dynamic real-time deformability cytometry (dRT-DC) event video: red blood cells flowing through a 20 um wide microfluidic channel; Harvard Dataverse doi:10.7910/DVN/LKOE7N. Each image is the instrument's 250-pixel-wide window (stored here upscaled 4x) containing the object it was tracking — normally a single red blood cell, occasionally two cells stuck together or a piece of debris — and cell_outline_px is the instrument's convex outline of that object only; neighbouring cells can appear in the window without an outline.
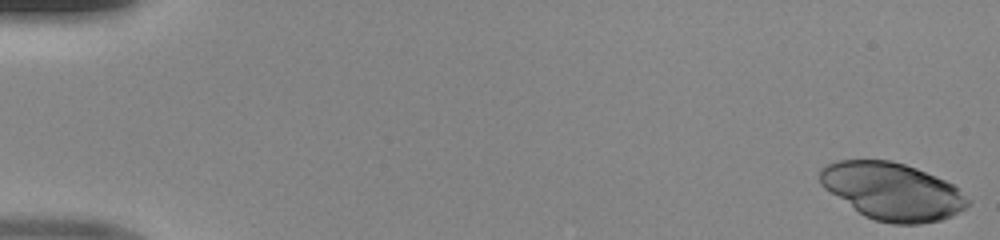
{"species": "human", "species_latin": "Homo sapiens", "temperature_condition": "room temperature", "stored_images_in_passage": 49, "camera_frame_rate_fps": 3000, "um_per_image_px": 0.085, "donor": {"sex": "male"}, "frame": {"image": 1, "passage_image": 1, "time_ms": 0.0, "image_size_px": [1000, 240], "cell_outline_px": [[972, 200], [964, 208], [952, 216], [940, 220], [920, 224], [892, 224], [876, 220], [864, 216], [824, 188], [820, 184], [820, 168], [836, 160], [892, 160], [916, 168], [944, 180], [952, 184]], "centroid_in_image_um": [75.84, 16.26], "position_along_channel_um": 9.2, "area_um2": 49.19}}
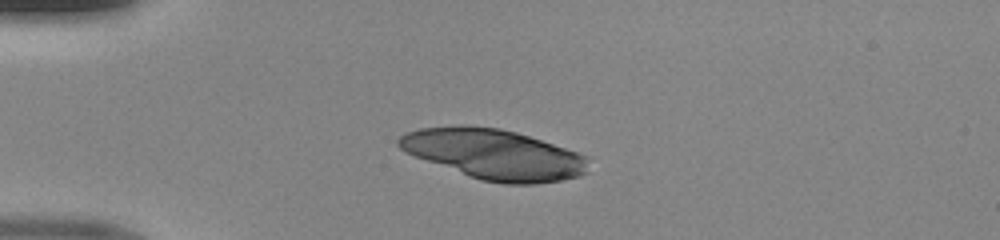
{"frame": {"image": 2, "passage_image": 13, "time_ms": 4.0, "image_size_px": [1000, 240], "cell_outline_px": [[588, 172], [580, 176], [560, 180], [536, 184], [504, 184], [480, 180], [404, 152], [396, 144], [396, 140], [400, 136], [408, 132], [420, 128], [460, 124], [464, 124], [500, 128], [516, 132], [588, 156]], "centroid_in_image_um": [41.97, 13.11], "position_along_channel_um": 43.0, "area_um2": 55.43}}